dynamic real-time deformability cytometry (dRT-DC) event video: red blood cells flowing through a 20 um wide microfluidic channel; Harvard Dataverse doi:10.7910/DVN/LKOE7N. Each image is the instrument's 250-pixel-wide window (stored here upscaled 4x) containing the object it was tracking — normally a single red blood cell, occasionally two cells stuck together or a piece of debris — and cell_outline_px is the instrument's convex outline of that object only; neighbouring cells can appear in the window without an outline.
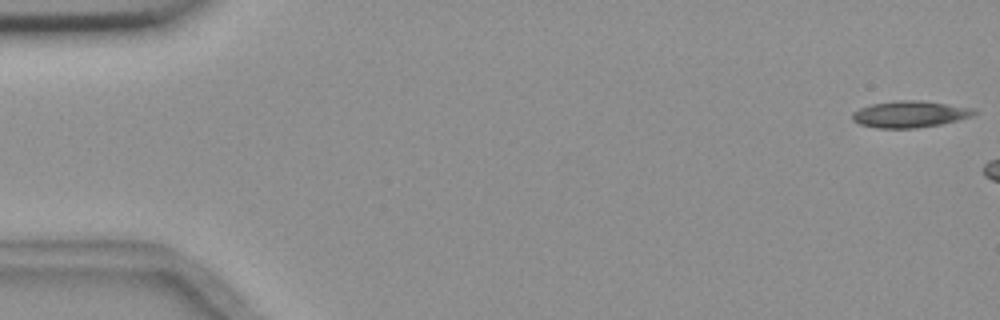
{"species": "common noctule bat (a hibernating species)", "species_latin": "Nyctalus noctula", "temperature_condition": "room temperature", "stored_images_in_passage": 4, "camera_frame_rate_fps": 3000, "um_per_image_px": 0.085, "animal": {"sex": "female", "body_mass_g": 18.4}, "frame": {"image": 1, "passage_image": 1, "time_ms": 0.0, "image_size_px": [1000, 320], "cell_outline_px": [[980, 112], [972, 116], [940, 124], [916, 128], [876, 128], [860, 124], [852, 120], [852, 112], [860, 108], [872, 104], [896, 100], [920, 100], [972, 108]], "centroid_in_image_um": [77.32, 9.7], "position_along_channel_um": 7.7, "area_um2": 18.79}}